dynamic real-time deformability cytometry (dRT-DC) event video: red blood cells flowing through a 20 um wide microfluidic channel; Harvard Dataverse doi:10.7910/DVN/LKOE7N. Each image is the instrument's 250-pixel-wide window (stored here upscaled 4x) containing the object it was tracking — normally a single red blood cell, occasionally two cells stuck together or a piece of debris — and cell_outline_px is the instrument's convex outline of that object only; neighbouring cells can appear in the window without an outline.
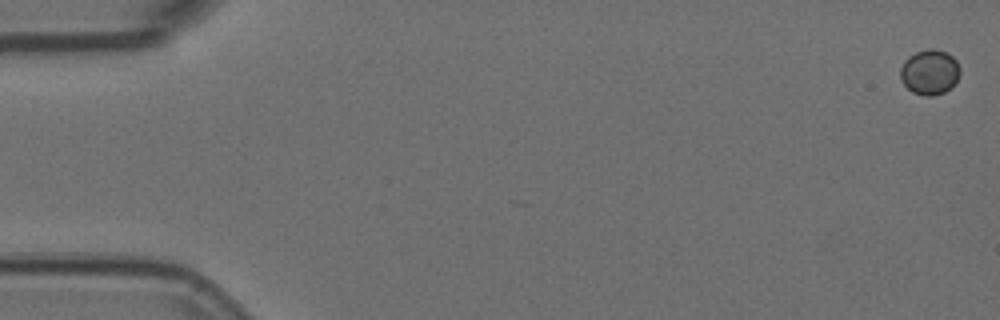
{"species": "Egyptian fruit bat (a non-hibernating species)", "species_latin": "Rousettus aegyptiacus", "temperature_condition": "room temperature", "stored_images_in_passage": 10, "camera_frame_rate_fps": 3000, "um_per_image_px": 0.085, "animal": {"sex": "female"}, "frame": {"image": 1, "passage_image": 1, "time_ms": 0.0, "image_size_px": [1000, 320], "cell_outline_px": [[960, 76], [952, 88], [944, 92], [932, 96], [924, 96], [912, 92], [900, 80], [900, 68], [904, 60], [908, 56], [916, 52], [944, 52], [952, 56], [956, 60], [960, 68]], "centroid_in_image_um": [79.02, 6.19], "position_along_channel_um": 6.0, "area_um2": 15.43}}
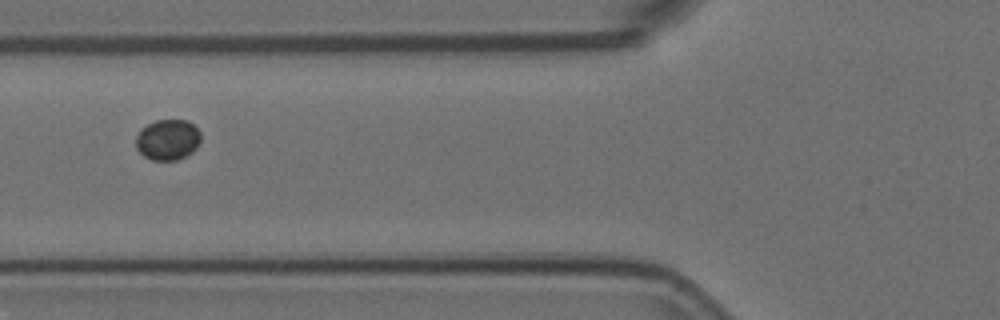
{"frame": {"image": 2, "passage_image": 6, "time_ms": 1.667, "image_size_px": [1000, 320], "cell_outline_px": [[200, 140], [196, 148], [192, 152], [176, 160], [152, 160], [144, 156], [136, 148], [136, 136], [140, 128], [156, 120], [188, 120], [200, 132]], "centroid_in_image_um": [14.24, 11.87], "position_along_channel_um": 111.6, "area_um2": 15.37}}
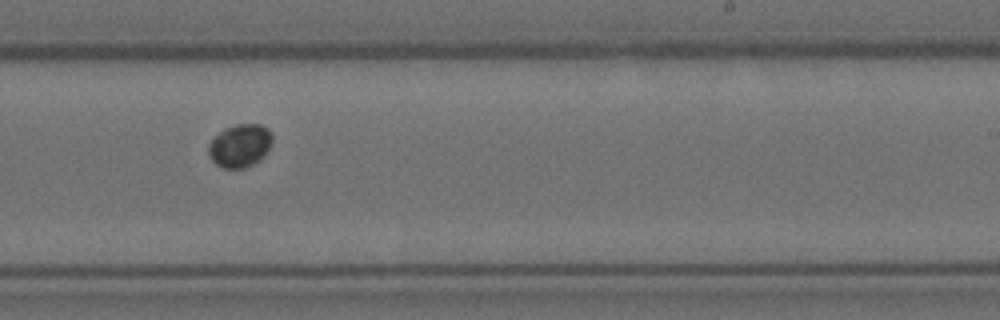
{"frame": {"image": 3, "passage_image": 10, "time_ms": 3.0, "image_size_px": [1000, 320], "cell_outline_px": [[272, 140], [264, 156], [260, 160], [244, 168], [220, 168], [212, 160], [208, 152], [208, 144], [224, 128], [236, 124], [260, 124], [268, 128], [272, 132]], "centroid_in_image_um": [20.4, 12.37], "position_along_channel_um": 268.6, "area_um2": 16.01}}